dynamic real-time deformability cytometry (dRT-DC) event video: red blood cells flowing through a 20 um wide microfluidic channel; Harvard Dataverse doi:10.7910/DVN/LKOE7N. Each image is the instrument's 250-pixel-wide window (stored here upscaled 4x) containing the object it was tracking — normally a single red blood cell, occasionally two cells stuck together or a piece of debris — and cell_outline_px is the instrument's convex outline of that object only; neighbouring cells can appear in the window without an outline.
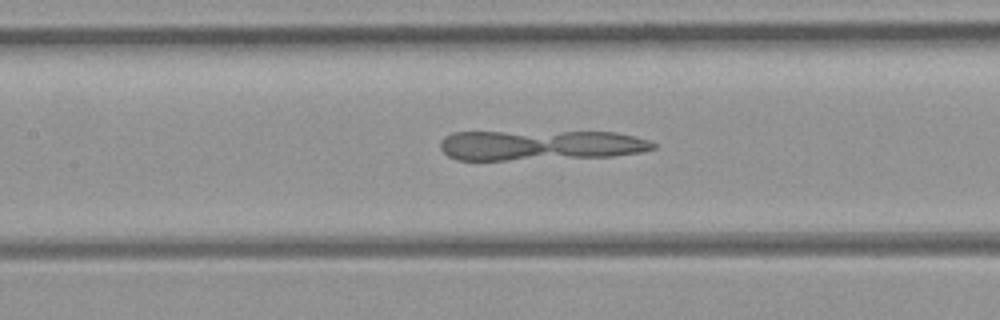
{"species": "common noctule bat (a hibernating species)", "species_latin": "Nyctalus noctula", "temperature_condition": "room temperature", "stored_images_in_passage": 40, "camera_frame_rate_fps": 3000, "um_per_image_px": 0.085, "animal": {"sex": "female", "body_mass_g": 21.9}, "frame": {"image": 1, "passage_image": 15, "time_ms": 4.667, "image_size_px": [1000, 320], "cell_outline_px": [[656, 148], [640, 152], [612, 156], [504, 160], [456, 160], [448, 156], [440, 148], [440, 140], [444, 136], [456, 132], [616, 132], [636, 136], [648, 140], [656, 144]], "centroid_in_image_um": [45.91, 12.34], "position_along_channel_um": 161.5, "area_um2": 37.45}}
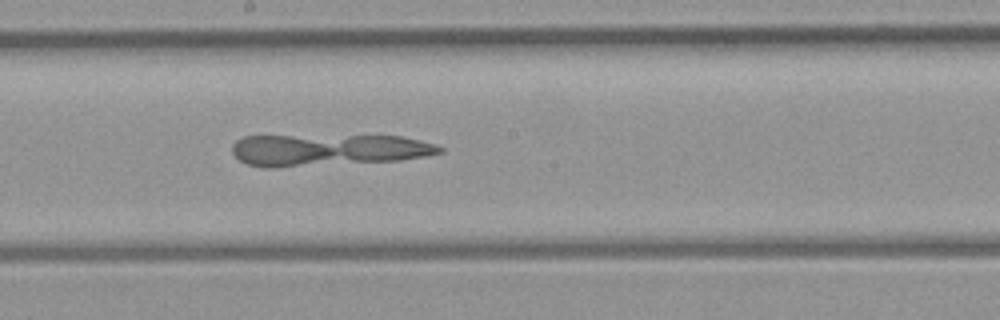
{"frame": {"image": 2, "passage_image": 19, "time_ms": 6.0, "image_size_px": [1000, 320], "cell_outline_px": [[444, 152], [424, 156], [400, 160], [272, 168], [264, 168], [248, 164], [240, 160], [232, 152], [232, 144], [236, 140], [244, 136], [400, 136], [436, 144], [444, 148]], "centroid_in_image_um": [27.86, 12.75], "position_along_channel_um": 220.3, "area_um2": 38.38}}